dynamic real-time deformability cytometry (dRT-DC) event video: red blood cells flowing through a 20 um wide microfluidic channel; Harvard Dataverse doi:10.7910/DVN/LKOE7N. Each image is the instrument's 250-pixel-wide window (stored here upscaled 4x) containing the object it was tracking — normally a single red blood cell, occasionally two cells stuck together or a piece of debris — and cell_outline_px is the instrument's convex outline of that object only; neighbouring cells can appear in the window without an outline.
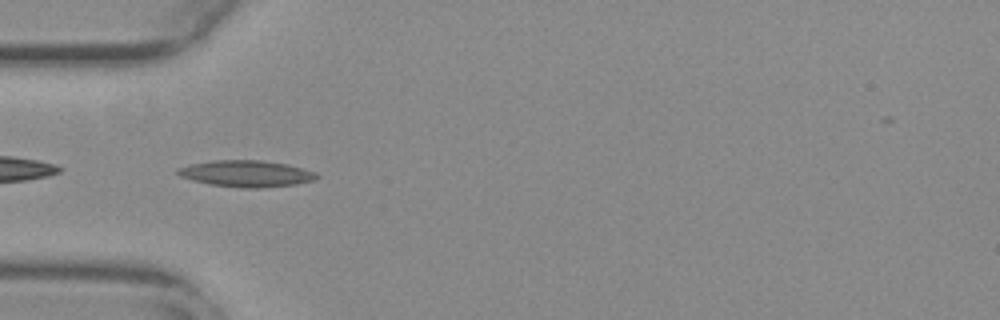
{"species": "common noctule bat (a hibernating species)", "species_latin": "Nyctalus noctula", "temperature_condition": "warm", "stored_images_in_passage": 38, "camera_frame_rate_fps": 3000, "um_per_image_px": 0.085, "animal": {"sex": "female", "body_mass_g": 29.2, "forearm_length_mm": 56.3}, "frame": {"image": 1, "passage_image": 1, "time_ms": 0.0, "image_size_px": [1000, 320], "cell_outline_px": [[320, 176], [312, 180], [296, 184], [260, 188], [240, 188], [212, 184], [192, 180], [180, 176], [176, 172], [180, 168], [192, 164], [212, 160], [260, 160], [288, 164], [316, 172]], "centroid_in_image_um": [20.97, 14.75], "position_along_channel_um": 64.0, "area_um2": 21.27}}
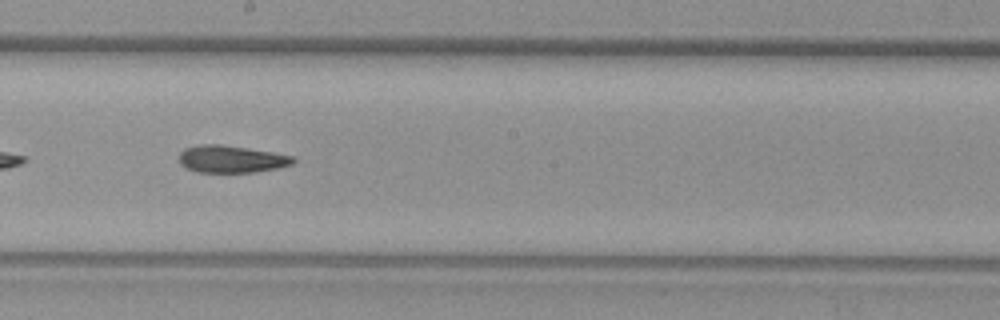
{"frame": {"image": 2, "passage_image": 14, "time_ms": 4.333, "image_size_px": [1000, 320], "cell_outline_px": [[296, 160], [292, 164], [276, 168], [256, 172], [196, 172], [184, 168], [180, 164], [180, 152], [184, 148], [200, 144], [220, 144], [248, 148], [272, 152], [292, 156]], "centroid_in_image_um": [19.62, 13.52], "position_along_channel_um": 228.6, "area_um2": 18.15}}
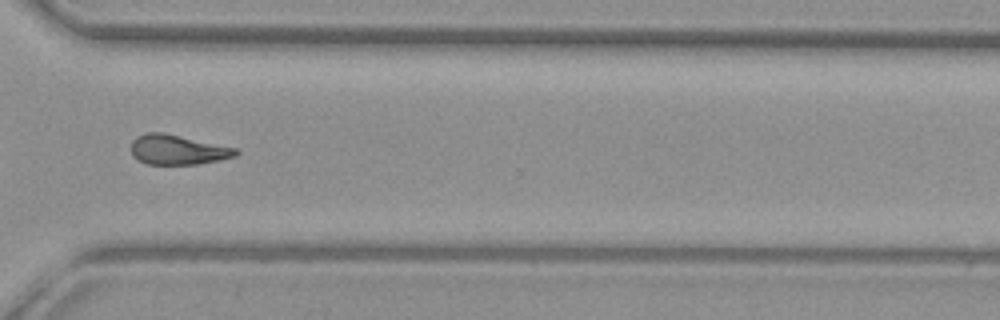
{"frame": {"image": 3, "passage_image": 24, "time_ms": 7.667, "image_size_px": [1000, 320], "cell_outline_px": [[240, 152], [236, 156], [220, 160], [200, 164], [148, 164], [132, 156], [132, 140], [136, 136], [148, 132], [164, 132], [236, 148]], "centroid_in_image_um": [15.12, 12.72], "position_along_channel_um": 355.5, "area_um2": 18.21}, "authors_computed_cell_mechanics": {"area_um2": 18.3226, "velocity_mm_per_s": 3.8135, "shape_relaxation_time_tau1_ms": null, "shape_relaxation_time_tau2_ms": 6.8317, "deformation_change_tau1": null, "deformation_change_tau2": 0.18}}